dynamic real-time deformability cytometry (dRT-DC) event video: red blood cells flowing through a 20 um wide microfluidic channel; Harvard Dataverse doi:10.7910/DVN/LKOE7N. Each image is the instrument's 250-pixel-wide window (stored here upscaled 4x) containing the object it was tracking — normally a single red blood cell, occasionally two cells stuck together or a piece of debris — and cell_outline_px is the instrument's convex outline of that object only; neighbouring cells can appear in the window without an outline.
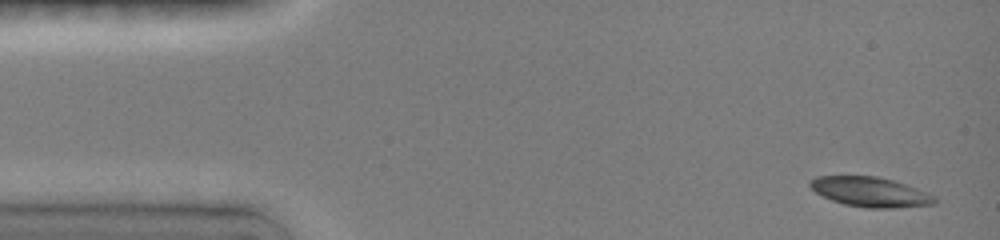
{"species": "common noctule bat (a hibernating species)", "species_latin": "Nyctalus noctula", "temperature_condition": "room temperature", "stored_images_in_passage": 35, "camera_frame_rate_fps": 3000, "um_per_image_px": 0.085, "animal": {"sex": "female", "body_mass_g": 19.0, "forearm_length_mm": 51.5}, "frame": {"image": 1, "passage_image": 1, "time_ms": 0.0, "image_size_px": [1000, 240], "cell_outline_px": [[936, 204], [896, 208], [868, 208], [844, 204], [832, 200], [816, 192], [808, 184], [808, 180], [816, 176], [876, 176], [892, 180], [916, 188], [936, 196]], "centroid_in_image_um": [73.97, 16.32], "position_along_channel_um": 11.0, "area_um2": 21.56}}
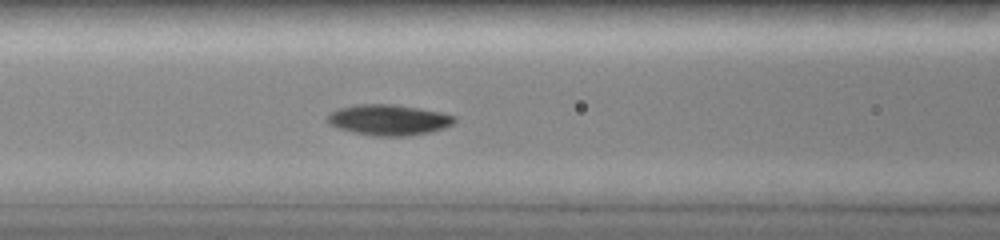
{"frame": {"image": 2, "passage_image": 14, "time_ms": 5.667, "image_size_px": [1000, 240], "cell_outline_px": [[456, 120], [452, 124], [444, 128], [432, 132], [408, 136], [372, 136], [352, 132], [336, 128], [328, 124], [328, 116], [332, 112], [340, 108], [356, 104], [392, 104], [440, 112], [456, 116]], "centroid_in_image_um": [33.04, 10.2], "position_along_channel_um": 133.6, "area_um2": 22.77}}
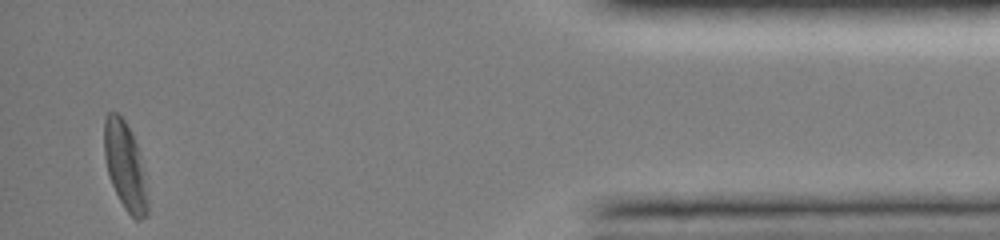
{"frame": {"image": 3, "passage_image": 35, "time_ms": 14.333, "image_size_px": [1000, 240], "cell_outline_px": [[148, 216], [140, 220], [136, 220], [124, 208], [112, 184], [108, 172], [104, 156], [104, 116], [108, 112], [116, 112], [124, 120], [136, 144], [144, 168], [148, 200]], "centroid_in_image_um": [10.64, 14.13], "position_along_channel_um": 424.6, "area_um2": 22.14}, "authors_computed_cell_mechanics": {"area_um2": 21.3282, "velocity_mm_per_s": 4.0089, "shape_relaxation_time_tau1_ms": 2.1228, "shape_relaxation_time_tau2_ms": null, "deformation_change_tau1": 0.1463, "deformation_change_tau2": null}}